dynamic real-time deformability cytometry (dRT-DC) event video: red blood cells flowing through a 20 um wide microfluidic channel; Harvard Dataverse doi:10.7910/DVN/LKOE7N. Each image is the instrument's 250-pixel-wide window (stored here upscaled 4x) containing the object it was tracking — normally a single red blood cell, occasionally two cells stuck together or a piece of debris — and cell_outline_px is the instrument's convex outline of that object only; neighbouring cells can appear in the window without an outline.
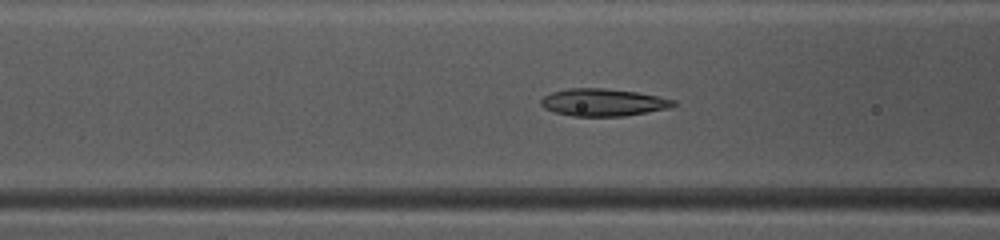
{"species": "common noctule bat (a hibernating species)", "species_latin": "Nyctalus noctula", "temperature_condition": "warm", "stored_images_in_passage": 41, "camera_frame_rate_fps": 3000, "um_per_image_px": 0.085, "animal": {"sex": "female", "body_mass_g": 10.0, "forearm_length_mm": 53.1}, "frame": {"image": 1, "passage_image": 12, "time_ms": 3.667, "image_size_px": [1000, 240], "cell_outline_px": [[676, 104], [672, 108], [624, 116], [572, 116], [556, 112], [544, 108], [540, 104], [540, 100], [544, 96], [552, 92], [568, 88], [604, 88], [636, 92], [676, 100]], "centroid_in_image_um": [51.28, 8.7], "position_along_channel_um": 115.3, "area_um2": 21.15}}
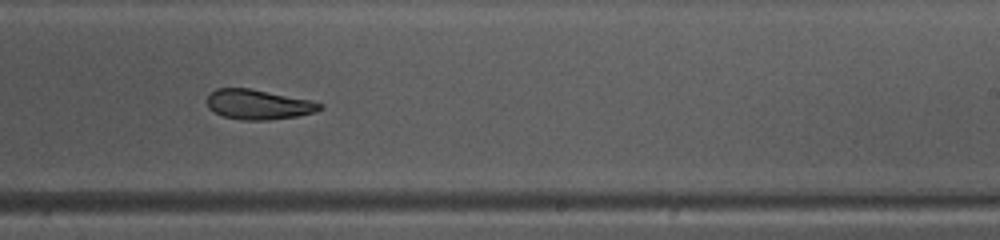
{"frame": {"image": 2, "passage_image": 23, "time_ms": 7.333, "image_size_px": [1000, 240], "cell_outline_px": [[324, 108], [312, 112], [296, 116], [268, 120], [240, 120], [224, 116], [208, 108], [208, 96], [216, 88], [248, 88], [312, 100], [324, 104]], "centroid_in_image_um": [21.98, 8.88], "position_along_channel_um": 267.0, "area_um2": 19.48}}
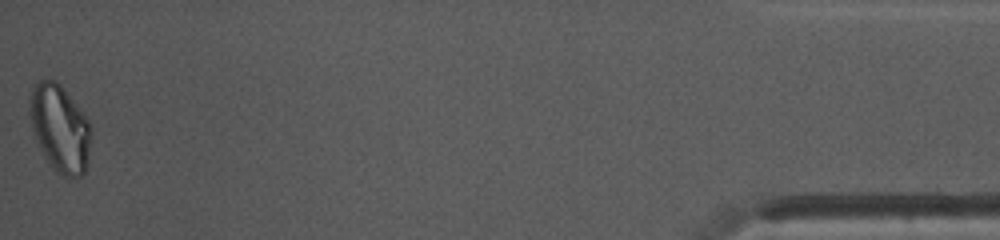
{"frame": {"image": 3, "passage_image": 41, "time_ms": 13.333, "image_size_px": [1000, 240], "cell_outline_px": [[92, 128], [88, 164], [84, 172], [80, 176], [64, 176], [56, 172], [44, 156], [36, 140], [32, 128], [28, 112], [28, 100], [32, 84], [40, 80], [56, 80], [60, 84], [84, 112]], "centroid_in_image_um": [5.08, 10.87], "position_along_channel_um": 430.1, "area_um2": 31.67}, "authors_computed_cell_mechanics": {"area_um2": 21.2704, "velocity_mm_per_s": 4.1309, "shape_relaxation_time_tau1_ms": 5.8932, "shape_relaxation_time_tau2_ms": null, "deformation_change_tau1": 0.1413, "deformation_change_tau2": null}}